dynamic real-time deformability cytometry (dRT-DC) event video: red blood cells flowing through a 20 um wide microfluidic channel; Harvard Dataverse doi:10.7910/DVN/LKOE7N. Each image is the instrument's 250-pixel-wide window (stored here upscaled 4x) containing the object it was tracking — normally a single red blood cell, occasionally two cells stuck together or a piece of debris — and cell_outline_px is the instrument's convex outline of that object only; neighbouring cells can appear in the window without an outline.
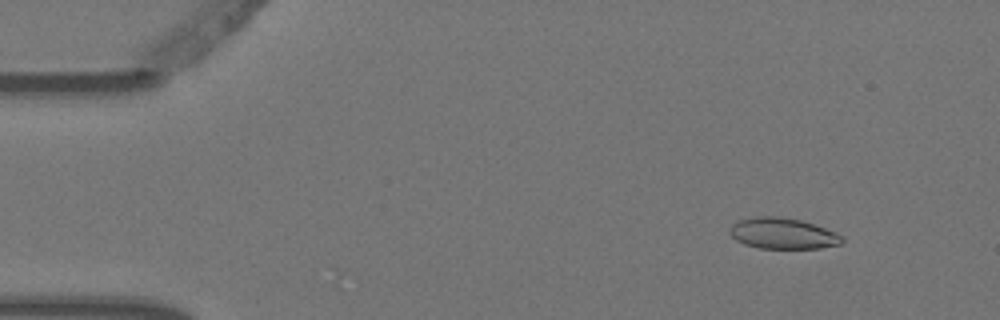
{"species": "Egyptian fruit bat (a non-hibernating species)", "species_latin": "Rousettus aegyptiacus", "temperature_condition": "warm", "stored_images_in_passage": 9, "camera_frame_rate_fps": 3000, "um_per_image_px": 0.085, "animal": {"sex": "female"}, "frame": {"image": 1, "passage_image": 2, "time_ms": 0.333, "image_size_px": [1000, 320], "cell_outline_px": [[844, 240], [840, 244], [820, 248], [760, 248], [744, 244], [736, 240], [728, 232], [732, 224], [736, 220], [756, 216], [776, 216], [800, 220], [836, 232], [844, 236]], "centroid_in_image_um": [66.51, 19.84], "position_along_channel_um": 18.5, "area_um2": 20.29}}
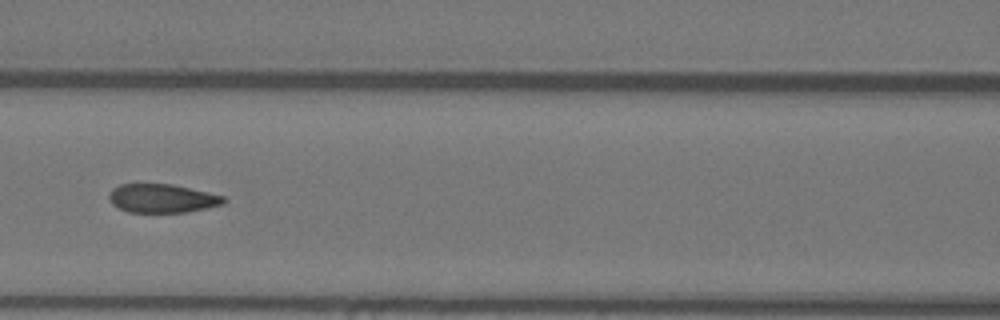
{"frame": {"image": 2, "passage_image": 7, "time_ms": 2.0, "image_size_px": [1000, 320], "cell_outline_px": [[228, 200], [224, 204], [184, 212], [128, 212], [112, 204], [108, 196], [112, 188], [120, 184], [172, 184], [208, 192], [224, 196]], "centroid_in_image_um": [13.78, 16.85], "position_along_channel_um": 152.8, "area_um2": 19.07}}
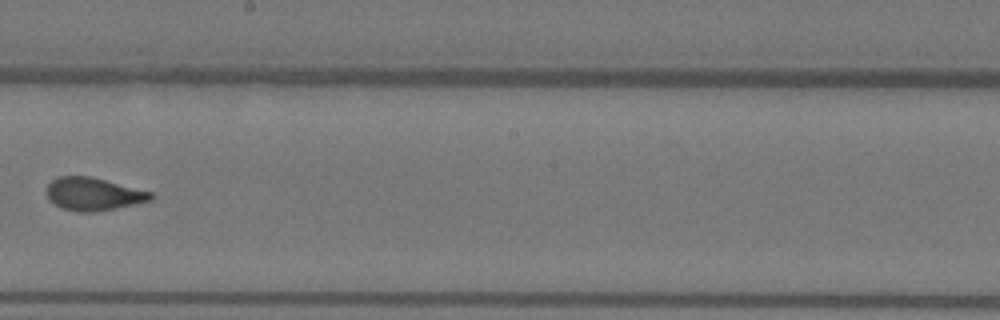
{"frame": {"image": 3, "passage_image": 9, "time_ms": 2.667, "image_size_px": [1000, 320], "cell_outline_px": [[156, 196], [152, 200], [116, 208], [96, 212], [80, 212], [60, 208], [48, 200], [48, 184], [52, 180], [60, 176], [92, 176], [152, 192]], "centroid_in_image_um": [7.96, 16.49], "position_along_channel_um": 240.2, "area_um2": 20.06}}